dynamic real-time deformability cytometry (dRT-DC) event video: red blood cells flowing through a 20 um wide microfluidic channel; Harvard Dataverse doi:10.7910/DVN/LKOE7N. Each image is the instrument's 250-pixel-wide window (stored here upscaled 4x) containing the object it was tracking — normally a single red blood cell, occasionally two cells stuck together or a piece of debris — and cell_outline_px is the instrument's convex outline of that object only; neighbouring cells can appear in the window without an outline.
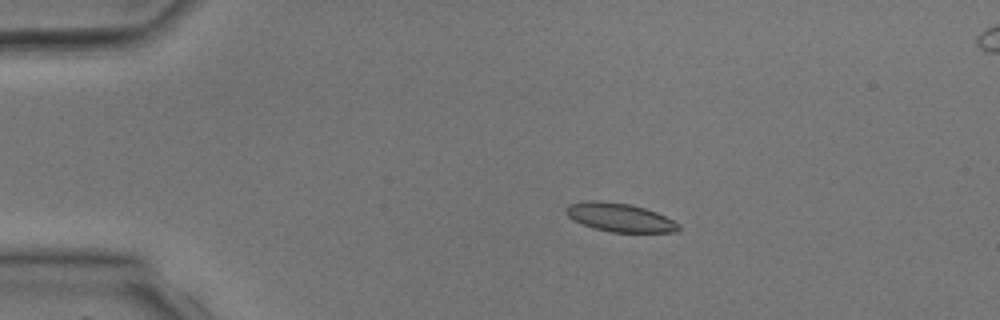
{"species": "common noctule bat (a hibernating species)", "species_latin": "Nyctalus noctula", "temperature_condition": "room temperature", "stored_images_in_passage": 4, "camera_frame_rate_fps": 3000, "um_per_image_px": 0.085, "animal": {"sex": "male", "body_mass_g": 17.9, "forearm_length_mm": 54.2}, "frame": {"image": 1, "passage_image": 2, "time_ms": 1.0, "image_size_px": [1000, 320], "cell_outline_px": [[680, 228], [676, 232], [612, 232], [596, 228], [584, 224], [568, 216], [564, 212], [564, 208], [568, 204], [592, 200], [600, 200], [632, 204], [656, 212], [680, 224]], "centroid_in_image_um": [52.68, 18.46], "position_along_channel_um": 32.3, "area_um2": 18.61}}